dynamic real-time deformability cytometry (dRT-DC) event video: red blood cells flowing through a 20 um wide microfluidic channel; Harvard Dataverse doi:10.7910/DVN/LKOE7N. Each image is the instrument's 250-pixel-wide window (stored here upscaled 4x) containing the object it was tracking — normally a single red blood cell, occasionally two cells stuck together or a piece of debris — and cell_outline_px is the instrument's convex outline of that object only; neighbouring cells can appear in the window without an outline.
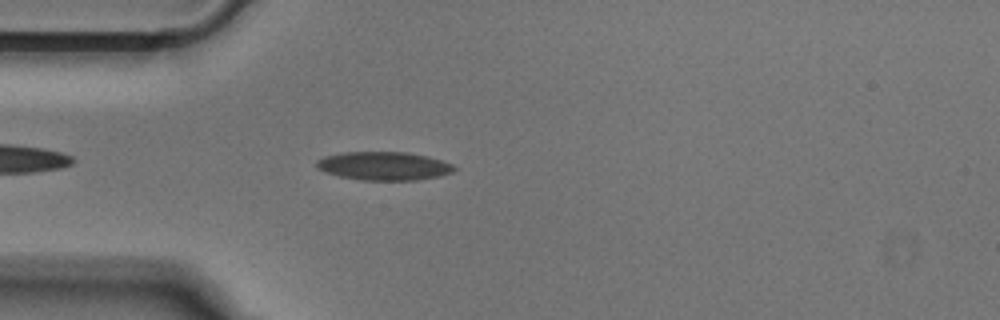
{"species": "Egyptian fruit bat (a non-hibernating species)", "species_latin": "Rousettus aegyptiacus", "temperature_condition": "cold", "stored_images_in_passage": 36, "camera_frame_rate_fps": 3000, "um_per_image_px": 0.085, "animal": {"sex": "male"}, "frame": {"image": 1, "passage_image": 5, "time_ms": 1.333, "image_size_px": [1000, 320], "cell_outline_px": [[456, 168], [452, 172], [436, 176], [416, 180], [360, 180], [340, 176], [324, 172], [316, 168], [316, 160], [324, 156], [344, 152], [408, 152], [428, 156], [444, 160], [452, 164]], "centroid_in_image_um": [32.6, 14.1], "position_along_channel_um": 52.4, "area_um2": 22.89}}
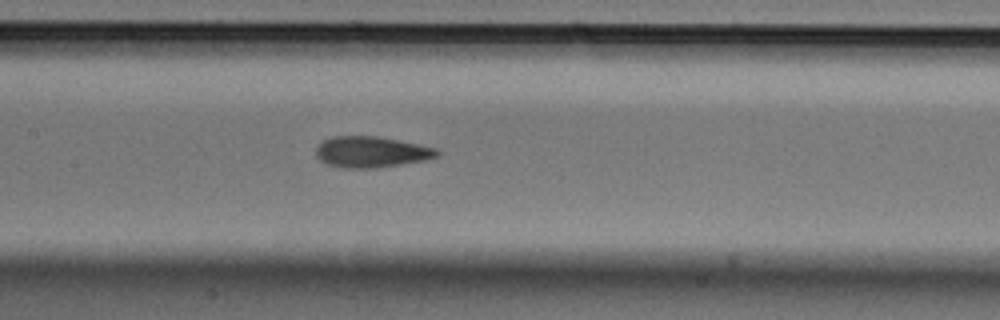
{"frame": {"image": 2, "passage_image": 15, "time_ms": 4.667, "image_size_px": [1000, 320], "cell_outline_px": [[440, 156], [424, 160], [376, 168], [340, 168], [324, 164], [316, 156], [316, 148], [324, 140], [332, 136], [376, 136], [436, 148], [440, 152]], "centroid_in_image_um": [31.52, 12.93], "position_along_channel_um": 175.9, "area_um2": 21.85}}
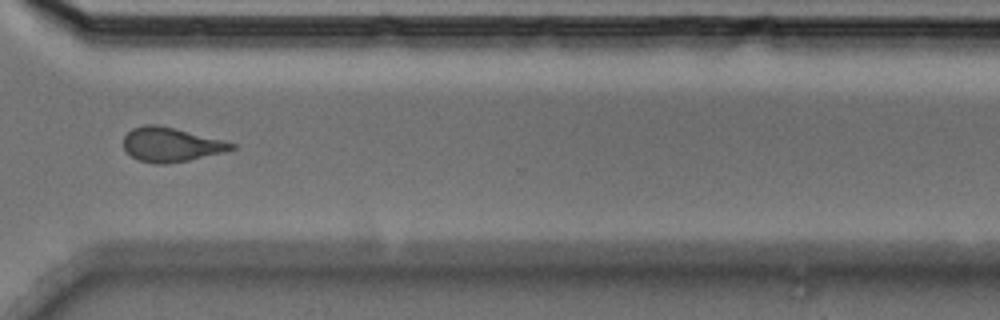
{"frame": {"image": 3, "passage_image": 29, "time_ms": 9.333, "image_size_px": [1000, 320], "cell_outline_px": [[236, 148], [224, 152], [188, 160], [164, 164], [156, 164], [140, 160], [132, 156], [124, 148], [124, 136], [132, 128], [144, 124], [156, 124], [224, 140], [236, 144]], "centroid_in_image_um": [14.54, 12.28], "position_along_channel_um": 356.1, "area_um2": 21.33}}